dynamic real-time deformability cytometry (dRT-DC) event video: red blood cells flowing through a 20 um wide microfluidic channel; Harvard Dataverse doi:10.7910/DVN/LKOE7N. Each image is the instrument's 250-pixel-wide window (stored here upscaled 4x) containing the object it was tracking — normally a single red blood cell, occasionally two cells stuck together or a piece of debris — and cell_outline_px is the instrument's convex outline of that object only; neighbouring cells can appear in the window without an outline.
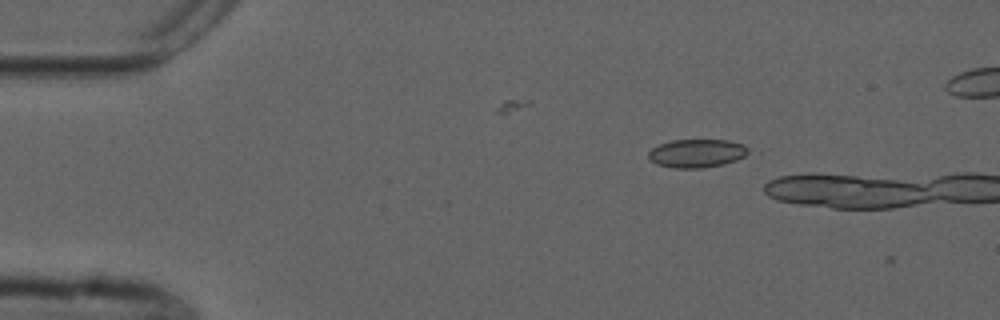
{"species": "common noctule bat (a hibernating species)", "species_latin": "Nyctalus noctula", "temperature_condition": "cold", "stored_images_in_passage": 3, "camera_frame_rate_fps": 3000, "um_per_image_px": 0.085, "animal": {"sex": "male", "forearm_length_mm": 52.5}, "frame": {"image": 1, "passage_image": 2, "time_ms": 0.333, "image_size_px": [1000, 320], "cell_outline_px": [[752, 152], [736, 160], [724, 164], [700, 168], [676, 168], [656, 164], [648, 160], [648, 152], [652, 148], [660, 144], [672, 140], [728, 140], [744, 144], [752, 148]], "centroid_in_image_um": [59.27, 13.02], "position_along_channel_um": 25.7, "area_um2": 16.76}}